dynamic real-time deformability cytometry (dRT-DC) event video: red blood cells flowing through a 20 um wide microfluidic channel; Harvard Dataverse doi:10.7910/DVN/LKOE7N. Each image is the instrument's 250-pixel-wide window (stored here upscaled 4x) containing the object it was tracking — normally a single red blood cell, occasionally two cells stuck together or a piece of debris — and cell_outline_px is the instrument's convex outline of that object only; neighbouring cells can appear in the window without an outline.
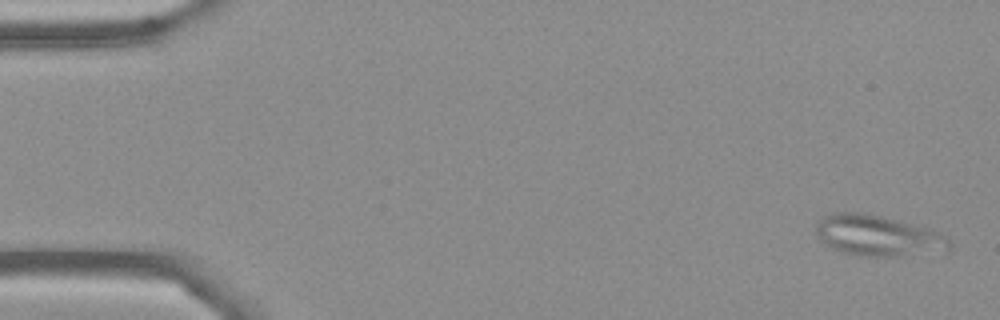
{"species": "Egyptian fruit bat (a non-hibernating species)", "species_latin": "Rousettus aegyptiacus", "temperature_condition": "cold", "stored_images_in_passage": 5, "camera_frame_rate_fps": 3000, "um_per_image_px": 0.085, "frame": {"image": 1, "passage_image": 1, "time_ms": 0.0, "image_size_px": [1000, 320], "cell_outline_px": [[952, 244], [948, 252], [892, 256], [856, 256], [832, 248], [820, 240], [816, 236], [816, 224], [828, 212], [860, 212], [880, 216], [928, 228], [948, 236]], "centroid_in_image_um": [74.64, 20.04], "position_along_channel_um": 10.4, "area_um2": 31.96}}